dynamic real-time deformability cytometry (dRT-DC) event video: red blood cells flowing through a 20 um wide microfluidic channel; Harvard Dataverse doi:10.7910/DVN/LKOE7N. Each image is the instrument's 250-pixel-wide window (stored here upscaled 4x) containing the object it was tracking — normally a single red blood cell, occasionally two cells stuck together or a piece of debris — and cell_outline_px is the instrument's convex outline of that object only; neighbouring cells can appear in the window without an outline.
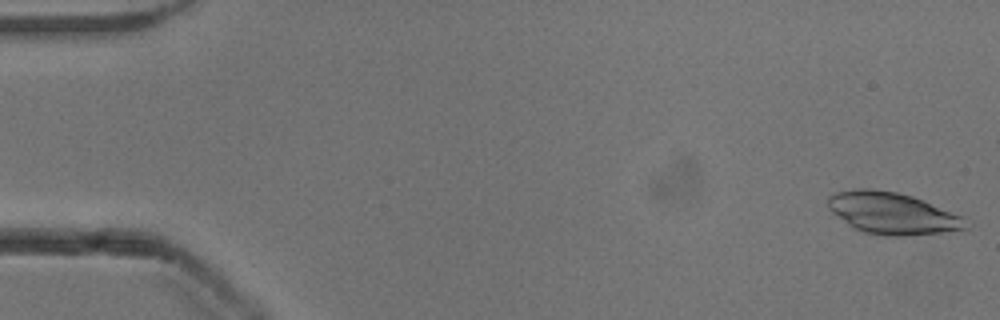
{"species": "common noctule bat (a hibernating species)", "species_latin": "Nyctalus noctula", "temperature_condition": "cold", "stored_images_in_passage": 23, "camera_frame_rate_fps": 3000, "um_per_image_px": 0.085, "animal": {"sex": "male", "body_mass_g": 13.3}, "frame": {"image": 1, "passage_image": 1, "time_ms": 0.0, "image_size_px": [1000, 320], "cell_outline_px": [[968, 228], [940, 232], [904, 236], [892, 236], [864, 232], [848, 224], [832, 212], [828, 208], [828, 196], [836, 192], [856, 188], [868, 188], [896, 192], [912, 196], [960, 216]], "centroid_in_image_um": [75.76, 18.11], "position_along_channel_um": 9.2, "area_um2": 32.71}}